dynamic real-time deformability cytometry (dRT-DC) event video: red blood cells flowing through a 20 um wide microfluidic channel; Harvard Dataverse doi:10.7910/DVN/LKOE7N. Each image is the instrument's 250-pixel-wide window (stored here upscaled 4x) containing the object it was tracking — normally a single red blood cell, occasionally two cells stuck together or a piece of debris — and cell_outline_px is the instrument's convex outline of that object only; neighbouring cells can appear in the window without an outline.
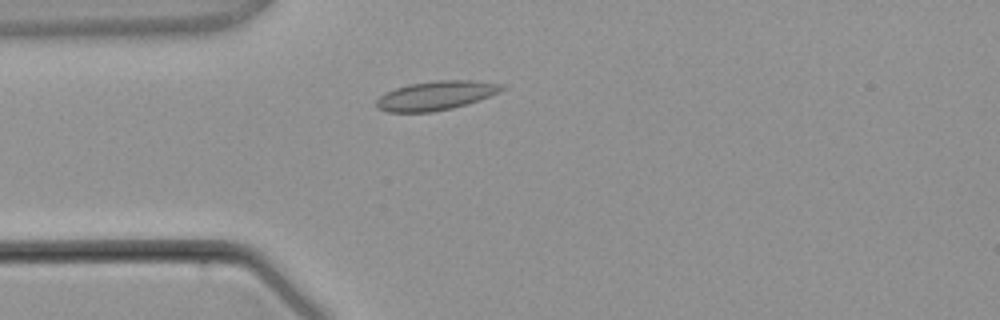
{"species": "common noctule bat (a hibernating species)", "species_latin": "Nyctalus noctula", "temperature_condition": "warm", "stored_images_in_passage": 2, "camera_frame_rate_fps": 3000, "um_per_image_px": 0.085, "animal": {"sex": "male", "body_mass_g": 21.5, "forearm_length_mm": 52.0}, "frame": {"image": 1, "passage_image": 2, "time_ms": 1.333, "image_size_px": [1000, 320], "cell_outline_px": [[504, 88], [488, 96], [452, 108], [432, 112], [388, 112], [380, 108], [376, 104], [376, 100], [384, 92], [408, 84], [436, 80], [472, 80], [504, 84]], "centroid_in_image_um": [37.0, 8.11], "position_along_channel_um": 48.0, "area_um2": 20.92}}